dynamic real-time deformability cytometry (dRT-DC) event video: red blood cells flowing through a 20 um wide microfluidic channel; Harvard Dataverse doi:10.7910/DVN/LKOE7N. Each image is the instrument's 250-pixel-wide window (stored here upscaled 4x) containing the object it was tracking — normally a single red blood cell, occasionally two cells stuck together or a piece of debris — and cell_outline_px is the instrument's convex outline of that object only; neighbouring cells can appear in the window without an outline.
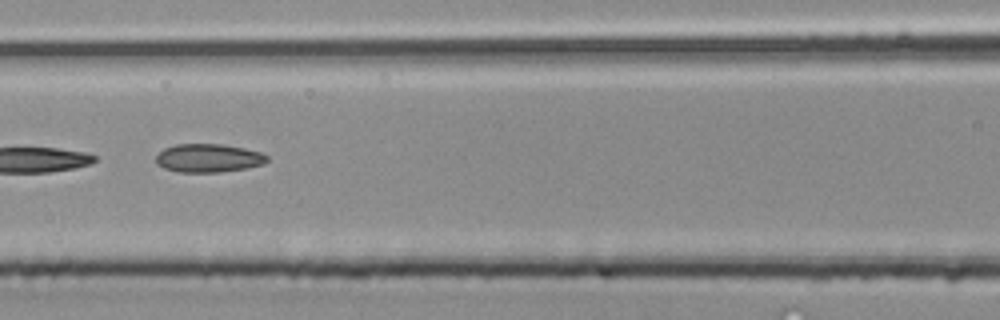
{"species": "common noctule bat (a hibernating species)", "species_latin": "Nyctalus noctula", "temperature_condition": "room temperature", "stored_images_in_passage": 30, "camera_frame_rate_fps": 3000, "um_per_image_px": 0.085, "animal": {"sex": "male", "body_mass_g": 20.4}, "frame": {"image": 1, "passage_image": 9, "time_ms": 2.667, "image_size_px": [1000, 320], "cell_outline_px": [[268, 160], [264, 164], [244, 168], [216, 172], [176, 172], [164, 168], [156, 164], [156, 156], [164, 148], [176, 144], [224, 144], [244, 148], [260, 152], [268, 156]], "centroid_in_image_um": [17.69, 13.43], "position_along_channel_um": 148.9, "area_um2": 18.38}}